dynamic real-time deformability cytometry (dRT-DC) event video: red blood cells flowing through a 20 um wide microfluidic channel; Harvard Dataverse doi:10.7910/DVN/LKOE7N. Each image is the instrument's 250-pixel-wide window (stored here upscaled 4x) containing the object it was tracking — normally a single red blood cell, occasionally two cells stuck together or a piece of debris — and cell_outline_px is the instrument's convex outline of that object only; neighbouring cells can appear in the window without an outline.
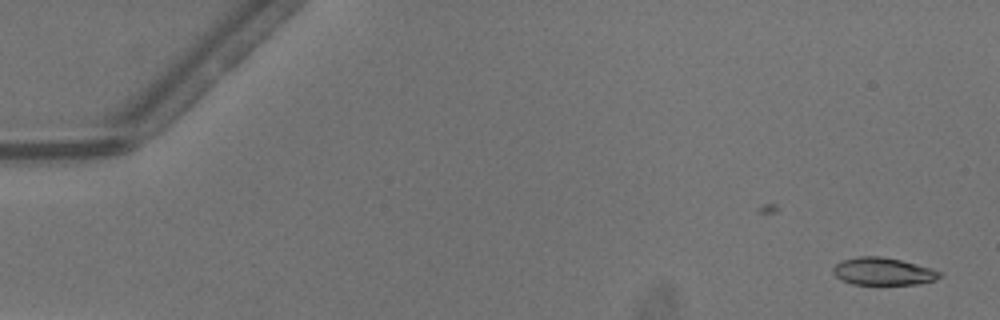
{"species": "common noctule bat (a hibernating species)", "species_latin": "Nyctalus noctula", "temperature_condition": "warm", "stored_images_in_passage": 37, "camera_frame_rate_fps": 3000, "um_per_image_px": 0.085, "animal": {"sex": "male", "body_mass_g": 13.3}, "frame": {"image": 1, "passage_image": 1, "time_ms": 0.0, "image_size_px": [1000, 320], "cell_outline_px": [[940, 276], [936, 280], [920, 284], [852, 284], [840, 280], [832, 272], [832, 268], [840, 260], [860, 256], [880, 256], [900, 260], [932, 268], [940, 272]], "centroid_in_image_um": [75.03, 23.07], "position_along_channel_um": 10.0, "area_um2": 17.11}}
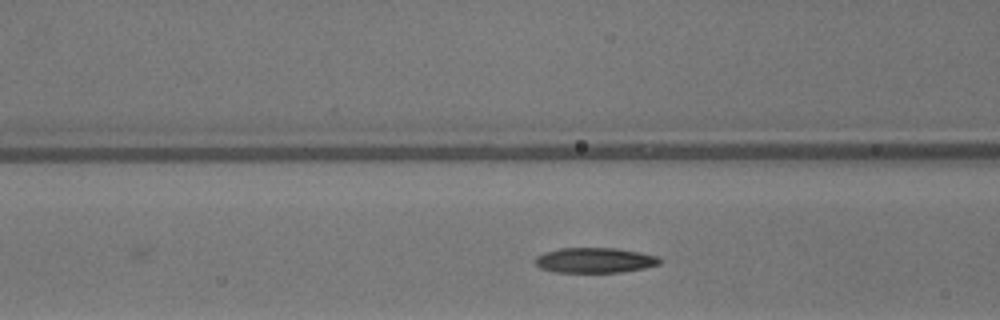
{"frame": {"image": 2, "passage_image": 20, "time_ms": 6.333, "image_size_px": [1000, 320], "cell_outline_px": [[660, 264], [644, 268], [620, 272], [552, 272], [540, 268], [532, 260], [536, 256], [544, 252], [560, 248], [616, 248], [640, 252], [656, 256], [660, 260]], "centroid_in_image_um": [50.5, 22.12], "position_along_channel_um": 116.1, "area_um2": 18.32}}
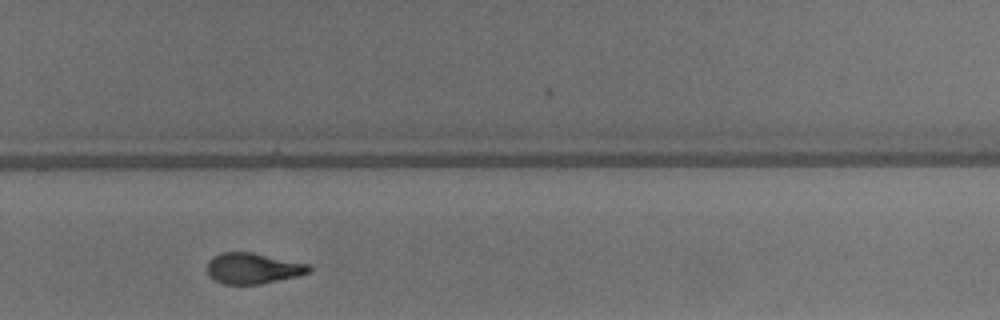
{"frame": {"image": 3, "passage_image": 34, "time_ms": 11.0, "image_size_px": [1000, 320], "cell_outline_px": [[312, 272], [296, 276], [260, 284], [224, 284], [208, 276], [208, 260], [212, 256], [220, 252], [252, 252], [308, 264], [312, 268]], "centroid_in_image_um": [21.48, 22.8], "position_along_channel_um": 308.3, "area_um2": 18.26}}